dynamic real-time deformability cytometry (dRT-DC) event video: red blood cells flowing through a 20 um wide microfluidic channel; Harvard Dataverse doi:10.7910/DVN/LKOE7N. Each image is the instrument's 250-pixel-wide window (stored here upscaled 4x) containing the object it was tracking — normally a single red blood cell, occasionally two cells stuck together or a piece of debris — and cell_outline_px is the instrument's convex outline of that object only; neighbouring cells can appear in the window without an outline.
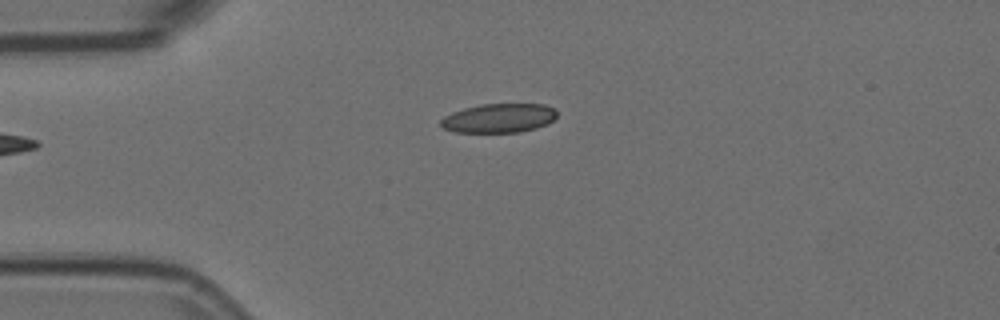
{"species": "Egyptian fruit bat (a non-hibernating species)", "species_latin": "Rousettus aegyptiacus", "temperature_condition": "room temperature", "stored_images_in_passage": 4, "camera_frame_rate_fps": 3000, "um_per_image_px": 0.085, "animal": {"sex": "female"}, "frame": {"image": 1, "passage_image": 4, "time_ms": 1.0, "image_size_px": [1000, 320], "cell_outline_px": [[556, 116], [548, 124], [536, 128], [520, 132], [456, 132], [444, 128], [440, 124], [440, 120], [444, 116], [452, 112], [464, 108], [480, 104], [544, 104], [556, 108]], "centroid_in_image_um": [42.42, 10.03], "position_along_channel_um": 42.6, "area_um2": 19.77}}